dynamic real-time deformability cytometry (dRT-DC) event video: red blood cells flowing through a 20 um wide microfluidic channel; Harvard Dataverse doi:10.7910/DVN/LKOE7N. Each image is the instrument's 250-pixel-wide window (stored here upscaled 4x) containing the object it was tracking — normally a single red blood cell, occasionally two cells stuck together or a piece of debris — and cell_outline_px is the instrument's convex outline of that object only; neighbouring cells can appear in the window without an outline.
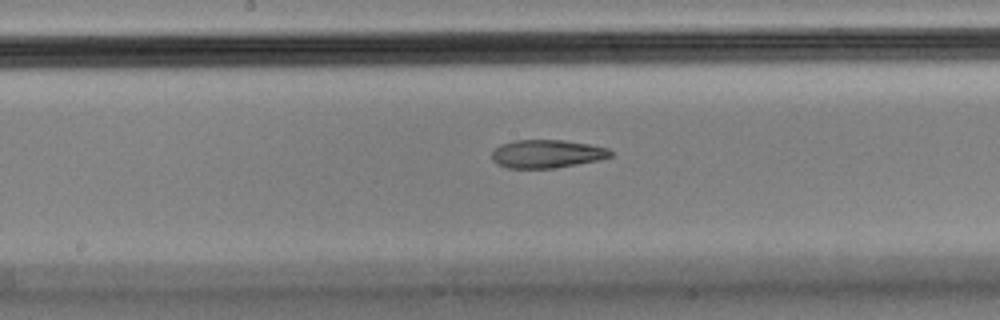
{"species": "Egyptian fruit bat (a non-hibernating species)", "species_latin": "Rousettus aegyptiacus", "temperature_condition": "cold", "stored_images_in_passage": 30, "camera_frame_rate_fps": 3000, "um_per_image_px": 0.085, "animal": {"sex": "male"}, "frame": {"image": 1, "passage_image": 18, "time_ms": 5.667, "image_size_px": [1000, 320], "cell_outline_px": [[612, 156], [600, 160], [556, 168], [508, 168], [496, 164], [492, 160], [492, 152], [500, 144], [516, 140], [564, 140], [588, 144], [608, 148], [612, 152]], "centroid_in_image_um": [46.48, 13.08], "position_along_channel_um": 201.7, "area_um2": 19.59}}
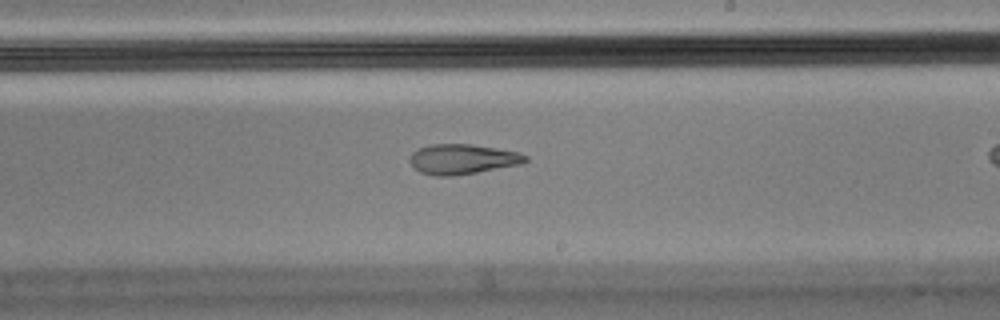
{"frame": {"image": 2, "passage_image": 22, "time_ms": 7.0, "image_size_px": [1000, 320], "cell_outline_px": [[528, 160], [524, 164], [452, 176], [432, 176], [420, 172], [408, 160], [412, 152], [420, 148], [432, 144], [472, 144], [520, 152], [528, 156]], "centroid_in_image_um": [39.34, 13.53], "position_along_channel_um": 249.7, "area_um2": 20.35}}